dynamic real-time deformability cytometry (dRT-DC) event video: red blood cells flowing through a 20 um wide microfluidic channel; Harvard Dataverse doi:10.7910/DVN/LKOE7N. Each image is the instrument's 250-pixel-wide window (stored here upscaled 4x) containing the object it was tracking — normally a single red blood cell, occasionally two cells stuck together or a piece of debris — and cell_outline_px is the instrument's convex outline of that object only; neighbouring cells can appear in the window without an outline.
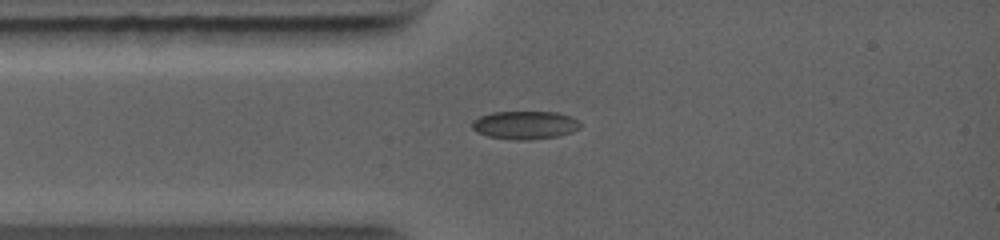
{"species": "common noctule bat (a hibernating species)", "species_latin": "Nyctalus noctula", "temperature_condition": "warm", "stored_images_in_passage": 6, "camera_frame_rate_fps": 5000, "um_per_image_px": 0.085, "animal": {"sex": "female", "body_mass_g": 19.0, "forearm_length_mm": 56.7}, "frame": {"image": 1, "passage_image": 1, "time_ms": 0.0, "image_size_px": [1000, 240], "cell_outline_px": [[580, 128], [572, 132], [556, 136], [532, 140], [512, 140], [488, 136], [476, 132], [472, 128], [472, 120], [480, 116], [492, 112], [556, 112], [572, 116], [580, 120]], "centroid_in_image_um": [44.63, 10.63], "position_along_channel_um": 40.4, "area_um2": 17.98}}
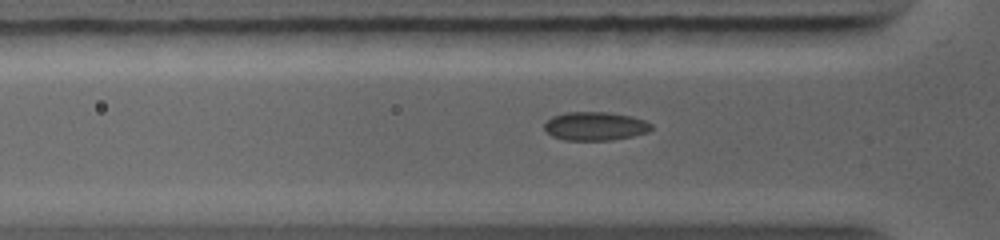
{"frame": {"image": 2, "passage_image": 3, "time_ms": 0.8, "image_size_px": [1000, 240], "cell_outline_px": [[652, 128], [648, 132], [632, 136], [612, 140], [564, 140], [552, 136], [544, 128], [544, 124], [552, 116], [564, 112], [608, 112], [632, 116], [644, 120], [652, 124]], "centroid_in_image_um": [50.59, 10.72], "position_along_channel_um": 75.2, "area_um2": 17.86}}
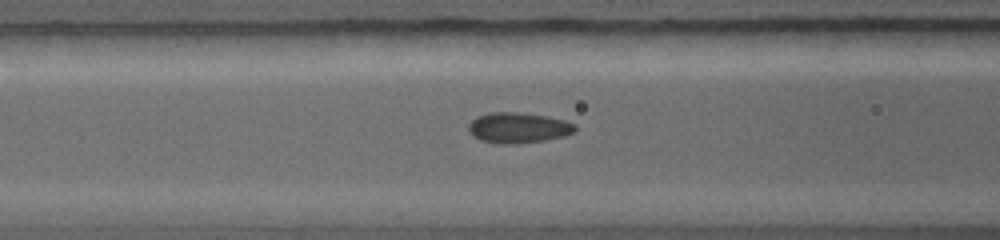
{"frame": {"image": 3, "passage_image": 6, "time_ms": 1.8, "image_size_px": [1000, 240], "cell_outline_px": [[576, 132], [564, 136], [544, 140], [520, 144], [496, 144], [480, 140], [472, 136], [468, 132], [468, 124], [476, 116], [492, 112], [516, 112], [544, 116], [564, 120], [576, 124]], "centroid_in_image_um": [44.02, 10.87], "position_along_channel_um": 122.6, "area_um2": 19.19}}